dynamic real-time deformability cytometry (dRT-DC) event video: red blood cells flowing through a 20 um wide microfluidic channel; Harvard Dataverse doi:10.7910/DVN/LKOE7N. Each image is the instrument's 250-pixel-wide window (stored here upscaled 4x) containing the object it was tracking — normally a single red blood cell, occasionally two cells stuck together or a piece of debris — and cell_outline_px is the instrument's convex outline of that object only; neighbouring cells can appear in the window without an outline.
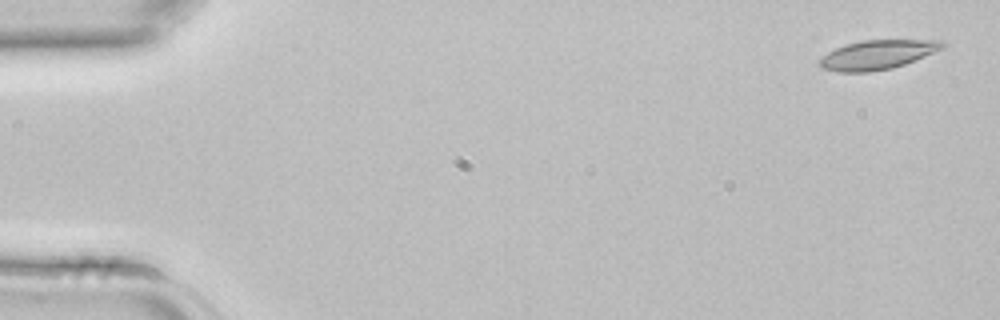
{"species": "common noctule bat (a hibernating species)", "species_latin": "Nyctalus noctula", "temperature_condition": "room temperature", "stored_images_in_passage": 4, "camera_frame_rate_fps": 3000, "um_per_image_px": 0.085, "animal": {"sex": "female", "body_mass_g": 22.7, "forearm_length_mm": 54.2}, "frame": {"image": 1, "passage_image": 1, "time_ms": 0.0, "image_size_px": [1000, 320], "cell_outline_px": [[944, 48], [904, 64], [892, 68], [868, 72], [836, 72], [824, 68], [820, 64], [820, 60], [828, 52], [844, 44], [864, 40], [940, 40], [944, 44]], "centroid_in_image_um": [74.57, 4.65], "position_along_channel_um": 10.4, "area_um2": 20.63}}
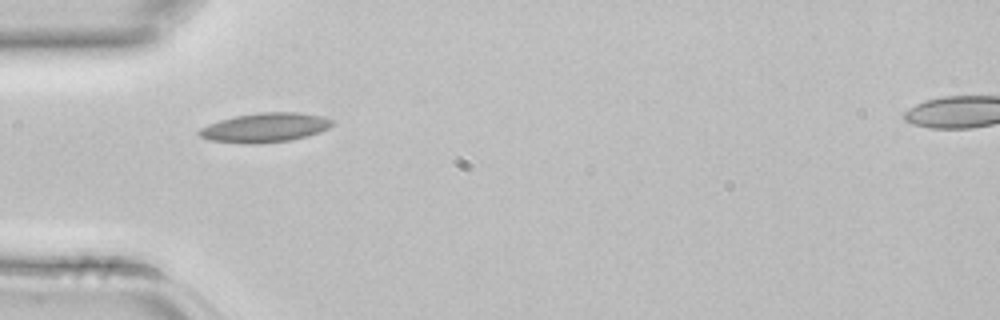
{"frame": {"image": 2, "passage_image": 3, "time_ms": 0.667, "image_size_px": [1000, 320], "cell_outline_px": [[332, 124], [328, 128], [320, 132], [308, 136], [292, 140], [256, 144], [248, 144], [208, 140], [200, 136], [196, 132], [200, 128], [208, 124], [220, 120], [236, 116], [260, 112], [300, 112], [320, 116], [332, 120]], "centroid_in_image_um": [22.5, 10.85], "position_along_channel_um": 62.5, "area_um2": 22.77}}